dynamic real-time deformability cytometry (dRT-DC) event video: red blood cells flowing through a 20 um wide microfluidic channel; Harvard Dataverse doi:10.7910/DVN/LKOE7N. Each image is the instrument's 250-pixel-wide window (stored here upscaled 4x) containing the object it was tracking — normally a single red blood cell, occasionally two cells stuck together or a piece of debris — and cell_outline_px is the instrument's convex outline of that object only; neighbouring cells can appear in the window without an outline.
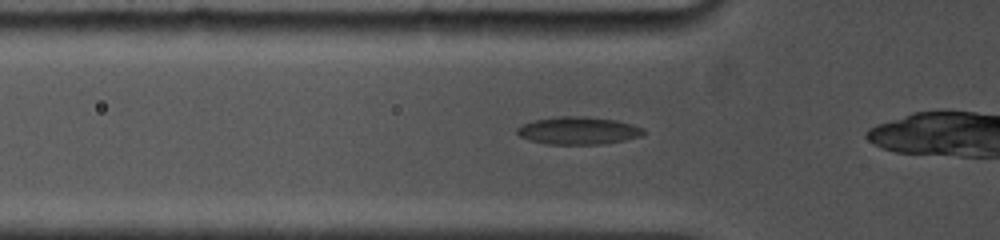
{"species": "common noctule bat (a hibernating species)", "species_latin": "Nyctalus noctula", "temperature_condition": "cold", "stored_images_in_passage": 28, "camera_frame_rate_fps": 5000, "um_per_image_px": 0.085, "animal": {"sex": "female", "body_mass_g": 19.0, "forearm_length_mm": 53.3}, "frame": {"image": 1, "passage_image": 4, "time_ms": 1.2, "image_size_px": [1000, 240], "cell_outline_px": [[648, 132], [640, 136], [624, 140], [600, 144], [548, 144], [528, 140], [520, 136], [516, 132], [516, 128], [532, 120], [560, 116], [584, 116], [616, 120], [632, 124], [644, 128]], "centroid_in_image_um": [49.16, 11.1], "position_along_channel_um": 76.6, "area_um2": 20.4}}
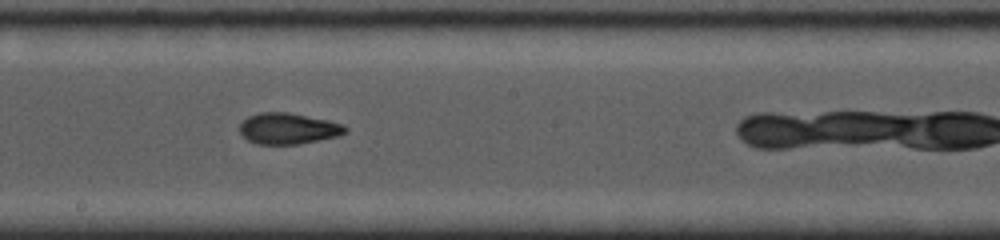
{"frame": {"image": 2, "passage_image": 14, "time_ms": 5.0, "image_size_px": [1000, 240], "cell_outline_px": [[348, 132], [340, 136], [320, 140], [296, 144], [256, 144], [248, 140], [240, 132], [240, 124], [248, 116], [260, 112], [288, 112], [328, 120], [344, 124], [348, 128]], "centroid_in_image_um": [24.54, 10.92], "position_along_channel_um": 223.7, "area_um2": 19.25}}
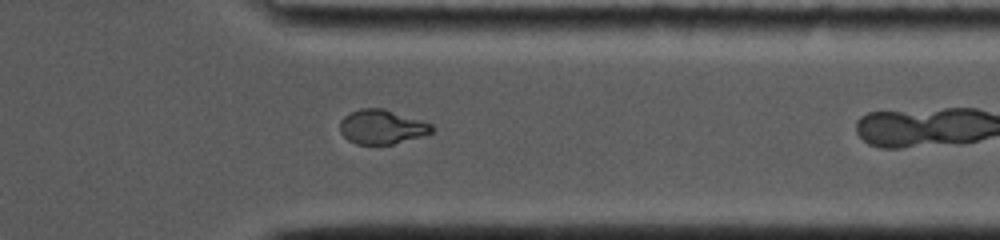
{"frame": {"image": 3, "passage_image": 25, "time_ms": 9.0, "image_size_px": [1000, 240], "cell_outline_px": [[436, 128], [432, 132], [420, 136], [392, 144], [356, 144], [348, 140], [340, 132], [340, 120], [344, 116], [360, 108], [384, 108], [432, 124]], "centroid_in_image_um": [32.44, 10.78], "position_along_channel_um": 379.0, "area_um2": 18.26}}